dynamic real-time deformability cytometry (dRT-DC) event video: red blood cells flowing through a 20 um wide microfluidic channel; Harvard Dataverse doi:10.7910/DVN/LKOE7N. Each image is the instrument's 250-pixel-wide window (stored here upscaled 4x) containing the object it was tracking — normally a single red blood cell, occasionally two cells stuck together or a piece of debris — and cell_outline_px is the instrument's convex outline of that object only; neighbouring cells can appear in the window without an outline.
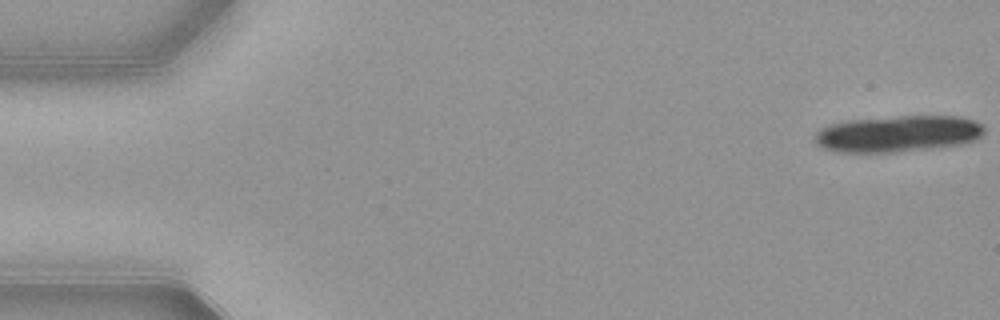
{"species": "common noctule bat (a hibernating species)", "species_latin": "Nyctalus noctula", "temperature_condition": "warm", "stored_images_in_passage": 18, "camera_frame_rate_fps": 3000, "um_per_image_px": 0.085, "animal": {"sex": "female", "body_mass_g": 21.9}, "frame": {"image": 1, "passage_image": 1, "time_ms": 0.0, "image_size_px": [1000, 320], "cell_outline_px": [[984, 132], [976, 140], [964, 144], [896, 152], [836, 152], [824, 148], [816, 144], [812, 140], [816, 132], [820, 128], [828, 124], [848, 120], [900, 116], [960, 116], [976, 120], [984, 128]], "centroid_in_image_um": [76.3, 11.37], "position_along_channel_um": 8.7, "area_um2": 36.3}}